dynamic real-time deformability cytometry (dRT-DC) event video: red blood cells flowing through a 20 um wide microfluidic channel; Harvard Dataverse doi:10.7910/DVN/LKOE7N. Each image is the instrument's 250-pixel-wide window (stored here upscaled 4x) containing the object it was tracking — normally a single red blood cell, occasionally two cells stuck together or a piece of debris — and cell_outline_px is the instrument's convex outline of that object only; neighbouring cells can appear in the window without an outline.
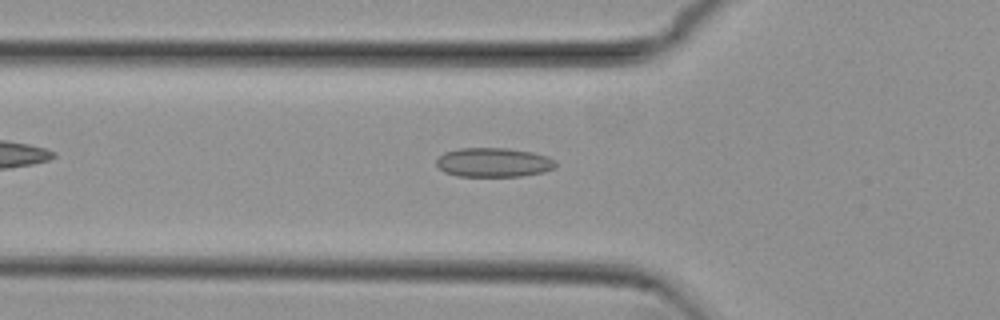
{"species": "common noctule bat (a hibernating species)", "species_latin": "Nyctalus noctula", "temperature_condition": "cold", "stored_images_in_passage": 44, "camera_frame_rate_fps": 3000, "um_per_image_px": 0.085, "animal": {"sex": "female", "body_mass_g": 29.2, "forearm_length_mm": 56.3}, "frame": {"image": 1, "passage_image": 9, "time_ms": 2.667, "image_size_px": [1000, 320], "cell_outline_px": [[556, 168], [544, 172], [520, 176], [456, 176], [444, 172], [436, 164], [436, 160], [444, 152], [460, 148], [508, 148], [532, 152], [548, 156], [556, 160]], "centroid_in_image_um": [41.98, 13.8], "position_along_channel_um": 83.8, "area_um2": 20.46}}
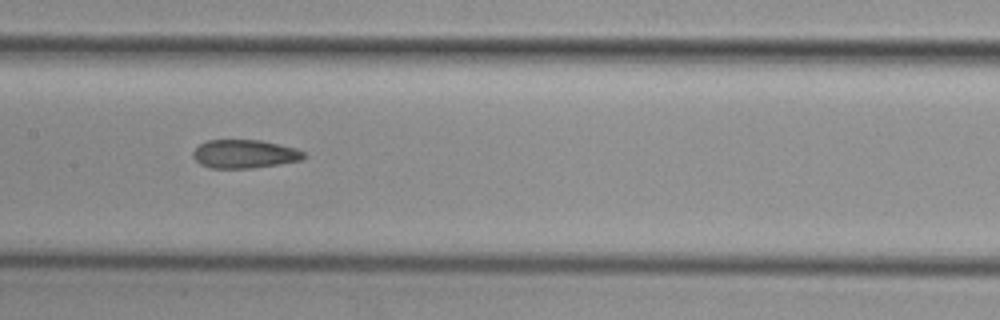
{"frame": {"image": 2, "passage_image": 17, "time_ms": 5.333, "image_size_px": [1000, 320], "cell_outline_px": [[308, 156], [300, 160], [280, 164], [252, 168], [208, 168], [200, 164], [192, 156], [192, 152], [200, 144], [208, 140], [260, 140], [296, 148], [304, 152]], "centroid_in_image_um": [20.78, 13.09], "position_along_channel_um": 186.6, "area_um2": 18.44}}
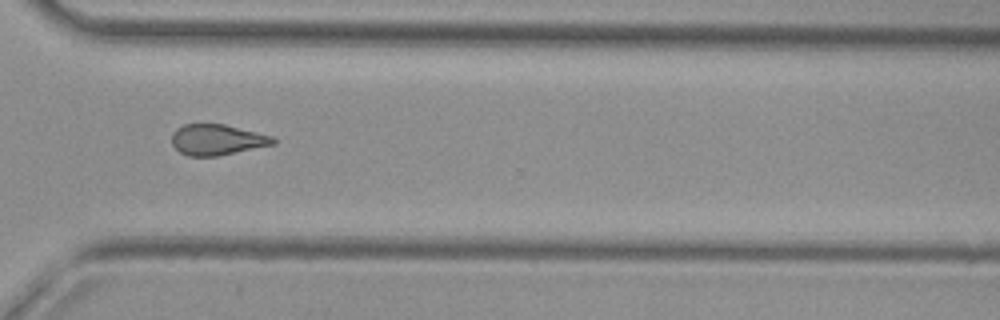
{"frame": {"image": 3, "passage_image": 30, "time_ms": 9.667, "image_size_px": [1000, 320], "cell_outline_px": [[276, 144], [216, 156], [188, 156], [180, 152], [172, 144], [172, 132], [176, 128], [184, 124], [224, 124], [272, 136], [276, 140]], "centroid_in_image_um": [18.43, 11.87], "position_along_channel_um": 352.2, "area_um2": 18.09}, "authors_computed_cell_mechanics": {"area_um2": 18.9295, "velocity_mm_per_s": 3.8235, "shape_relaxation_time_tau1_ms": null, "shape_relaxation_time_tau2_ms": 4.0435, "deformation_change_tau1": null, "deformation_change_tau2": 0.126}}